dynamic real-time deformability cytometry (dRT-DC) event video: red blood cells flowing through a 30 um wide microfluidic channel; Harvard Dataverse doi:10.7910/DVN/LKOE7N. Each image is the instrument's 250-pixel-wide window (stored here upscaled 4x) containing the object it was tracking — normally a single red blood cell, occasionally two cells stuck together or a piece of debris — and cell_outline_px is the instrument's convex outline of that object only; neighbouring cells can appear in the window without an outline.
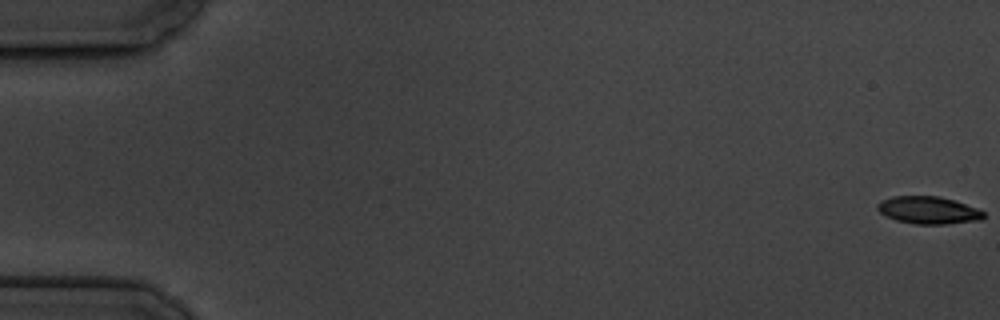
{"species": "common noctule bat (a hibernating species)", "species_latin": "Nyctalus noctula", "temperature_condition": "cold", "stored_images_in_passage": 5, "camera_frame_rate_fps": 3000, "um_per_image_px": 0.085, "animal": {"sex": "male", "body_mass_g": 19.5, "forearm_length_mm": 54.6}, "frame": {"image": 1, "passage_image": 1, "time_ms": 0.0, "image_size_px": [1000, 320], "cell_outline_px": [[984, 216], [980, 220], [948, 224], [916, 224], [896, 220], [884, 216], [876, 208], [876, 204], [880, 200], [892, 196], [940, 196], [976, 208], [984, 212]], "centroid_in_image_um": [78.85, 17.86], "position_along_channel_um": 6.1, "area_um2": 16.99}}